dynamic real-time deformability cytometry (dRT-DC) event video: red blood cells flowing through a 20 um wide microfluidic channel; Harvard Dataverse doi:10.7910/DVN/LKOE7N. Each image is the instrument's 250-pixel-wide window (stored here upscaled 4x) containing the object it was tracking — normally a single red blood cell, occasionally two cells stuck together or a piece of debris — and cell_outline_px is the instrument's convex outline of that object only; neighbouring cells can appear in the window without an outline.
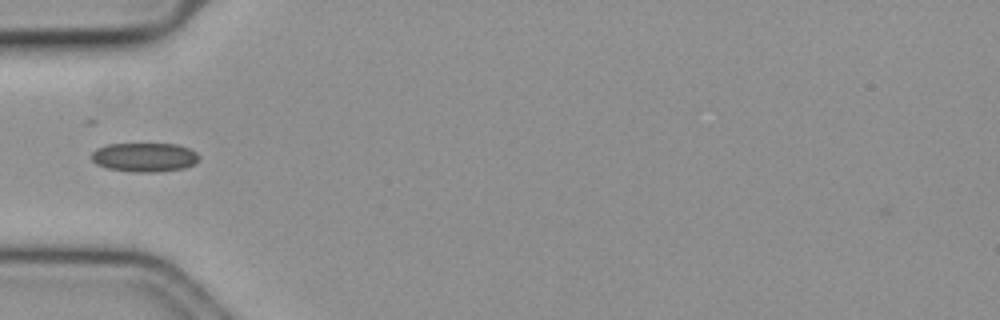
{"species": "common noctule bat (a hibernating species)", "species_latin": "Nyctalus noctula", "temperature_condition": "cold", "stored_images_in_passage": 39, "camera_frame_rate_fps": 3000, "um_per_image_px": 0.085, "animal": {"sex": "female", "body_mass_g": 19.3, "forearm_length_mm": 54.1}, "frame": {"image": 1, "passage_image": 1, "time_ms": 0.0, "image_size_px": [1000, 320], "cell_outline_px": [[200, 156], [196, 164], [184, 168], [160, 172], [136, 172], [108, 168], [96, 164], [92, 160], [92, 152], [96, 148], [108, 144], [176, 144], [188, 148], [196, 152]], "centroid_in_image_um": [12.3, 13.37], "position_along_channel_um": 72.7, "area_um2": 18.26}}
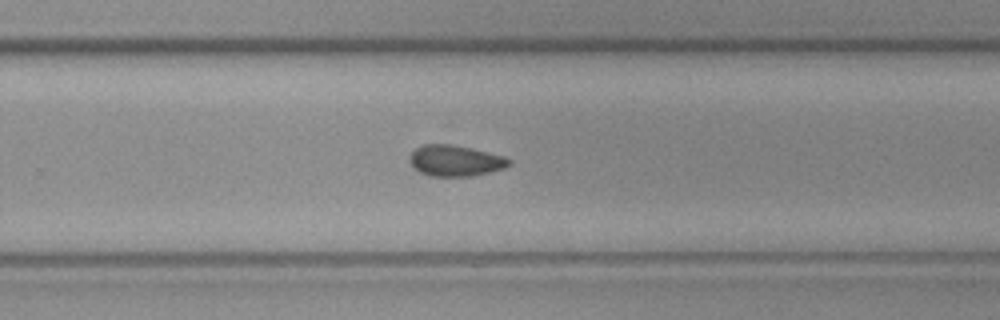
{"frame": {"image": 2, "passage_image": 19, "time_ms": 6.0, "image_size_px": [1000, 320], "cell_outline_px": [[512, 164], [504, 168], [472, 176], [428, 176], [412, 168], [408, 160], [408, 156], [416, 148], [424, 144], [452, 144], [472, 148], [504, 156], [512, 160]], "centroid_in_image_um": [38.67, 13.66], "position_along_channel_um": 291.1, "area_um2": 18.21}}
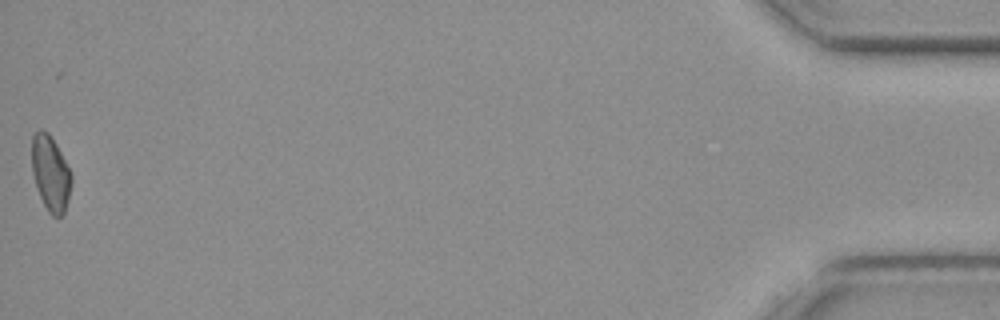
{"frame": {"image": 3, "passage_image": 39, "time_ms": 12.667, "image_size_px": [1000, 320], "cell_outline_px": [[72, 180], [68, 200], [64, 212], [60, 216], [52, 216], [48, 212], [40, 196], [32, 172], [32, 136], [40, 128], [48, 132], [56, 144], [72, 176]], "centroid_in_image_um": [4.29, 14.72], "position_along_channel_um": 430.9, "area_um2": 17.11}, "authors_computed_cell_mechanics": {"area_um2": 17.629, "velocity_mm_per_s": 3.6417, "shape_relaxation_time_tau1_ms": null, "shape_relaxation_time_tau2_ms": 4.8466, "deformation_change_tau1": null, "deformation_change_tau2": 0.1037}}